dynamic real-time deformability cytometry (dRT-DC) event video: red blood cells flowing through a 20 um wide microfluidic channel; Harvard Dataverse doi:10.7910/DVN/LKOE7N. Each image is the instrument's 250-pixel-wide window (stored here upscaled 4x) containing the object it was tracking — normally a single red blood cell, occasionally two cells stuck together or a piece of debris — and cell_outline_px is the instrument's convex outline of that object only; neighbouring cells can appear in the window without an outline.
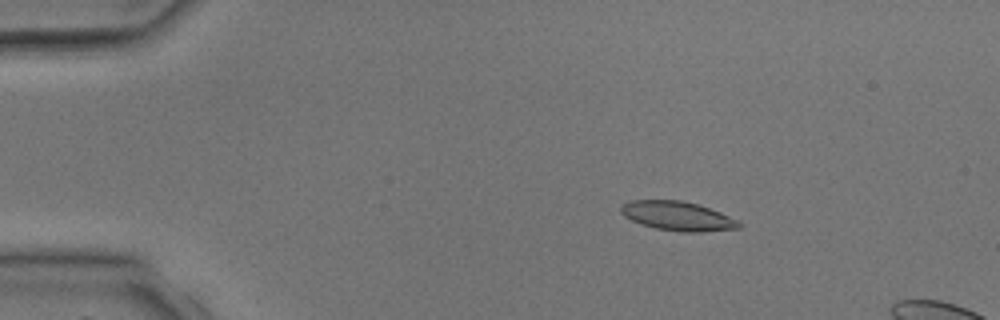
{"species": "common noctule bat (a hibernating species)", "species_latin": "Nyctalus noctula", "temperature_condition": "room temperature", "stored_images_in_passage": 3, "camera_frame_rate_fps": 3000, "um_per_image_px": 0.085, "animal": {"sex": "male", "body_mass_g": 17.9, "forearm_length_mm": 54.2}, "frame": {"image": 1, "passage_image": 1, "time_ms": 0.0, "image_size_px": [1000, 320], "cell_outline_px": [[740, 228], [700, 232], [684, 232], [656, 228], [640, 224], [624, 216], [620, 212], [620, 208], [628, 200], [680, 200], [696, 204], [720, 212], [736, 220], [740, 224]], "centroid_in_image_um": [57.55, 18.36], "position_along_channel_um": 27.4, "area_um2": 19.83}}